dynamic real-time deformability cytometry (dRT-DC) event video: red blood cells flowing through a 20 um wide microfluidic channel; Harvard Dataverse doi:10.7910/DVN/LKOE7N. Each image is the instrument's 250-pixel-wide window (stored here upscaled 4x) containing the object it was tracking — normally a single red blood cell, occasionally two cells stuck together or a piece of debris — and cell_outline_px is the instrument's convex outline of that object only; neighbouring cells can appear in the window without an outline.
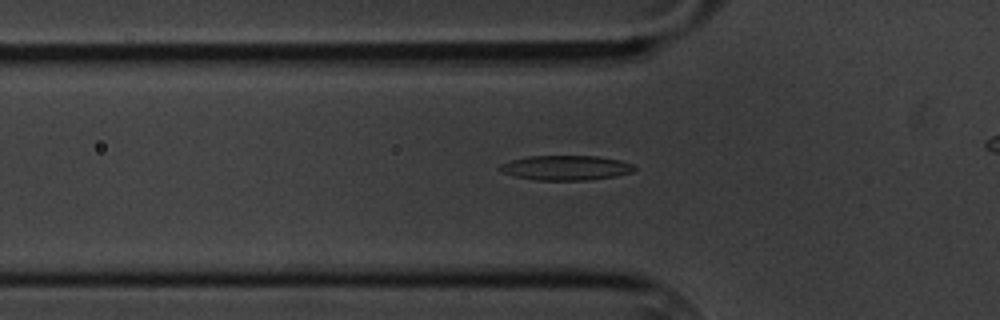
{"species": "common noctule bat (a hibernating species)", "species_latin": "Nyctalus noctula", "temperature_condition": "cold", "stored_images_in_passage": 52, "camera_frame_rate_fps": 3000, "um_per_image_px": 0.085, "animal": {"sex": "male", "body_mass_g": 20.1, "forearm_length_mm": 53.5}, "frame": {"image": 1, "passage_image": 20, "time_ms": 6.333, "image_size_px": [1000, 320], "cell_outline_px": [[636, 168], [632, 172], [616, 176], [588, 180], [536, 180], [516, 176], [500, 172], [496, 168], [500, 164], [512, 160], [528, 156], [596, 156], [620, 160], [632, 164]], "centroid_in_image_um": [48.07, 14.26], "position_along_channel_um": 77.7, "area_um2": 19.42}}
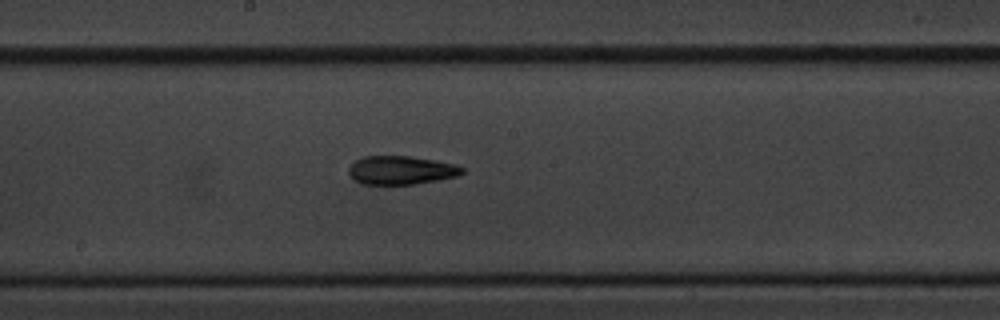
{"frame": {"image": 2, "passage_image": 32, "time_ms": 10.333, "image_size_px": [1000, 320], "cell_outline_px": [[464, 172], [456, 176], [440, 180], [412, 184], [360, 184], [348, 172], [348, 168], [356, 160], [364, 156], [408, 156], [456, 164], [464, 168]], "centroid_in_image_um": [34.1, 14.47], "position_along_channel_um": 214.1, "area_um2": 18.73}}
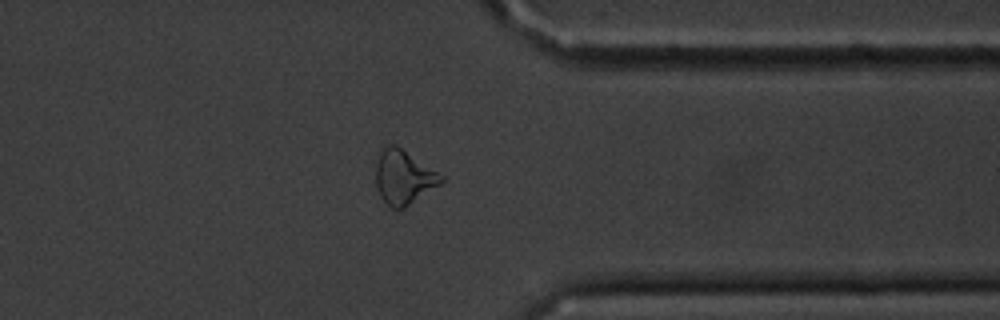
{"frame": {"image": 3, "passage_image": 47, "time_ms": 15.333, "image_size_px": [1000, 320], "cell_outline_px": [[444, 180], [440, 184], [404, 208], [392, 208], [380, 196], [376, 184], [376, 164], [380, 152], [388, 144], [396, 144], [440, 172], [444, 176]], "centroid_in_image_um": [34.33, 15.03], "position_along_channel_um": 377.1, "area_um2": 20.58}}